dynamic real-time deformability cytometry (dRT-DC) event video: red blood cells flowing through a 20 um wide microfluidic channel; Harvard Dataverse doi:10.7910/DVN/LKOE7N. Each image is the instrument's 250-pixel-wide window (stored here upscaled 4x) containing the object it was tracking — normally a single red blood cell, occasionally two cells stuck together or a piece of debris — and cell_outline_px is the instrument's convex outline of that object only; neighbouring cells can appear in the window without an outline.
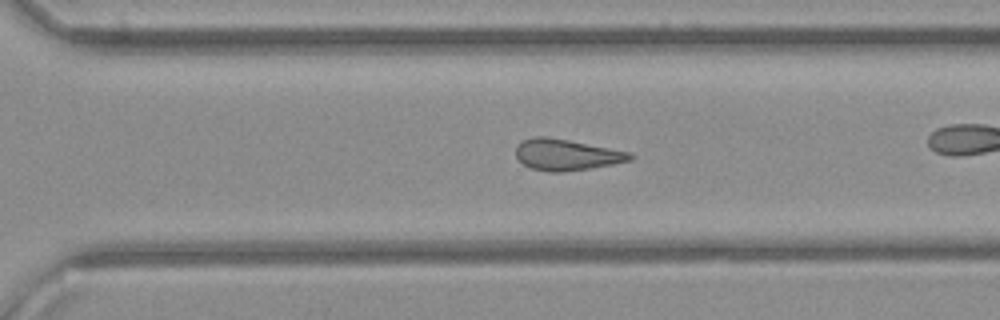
{"species": "common noctule bat (a hibernating species)", "species_latin": "Nyctalus noctula", "temperature_condition": "cold", "stored_images_in_passage": 35, "camera_frame_rate_fps": 3000, "um_per_image_px": 0.085, "animal": {"sex": "female", "body_mass_g": 21.9}, "frame": {"image": 1, "passage_image": 30, "time_ms": 9.667, "image_size_px": [1000, 320], "cell_outline_px": [[636, 156], [632, 160], [592, 168], [560, 172], [548, 172], [532, 168], [516, 160], [516, 144], [520, 140], [532, 136], [548, 136], [632, 152]], "centroid_in_image_um": [48.13, 13.14], "position_along_channel_um": 322.5, "area_um2": 21.15}}